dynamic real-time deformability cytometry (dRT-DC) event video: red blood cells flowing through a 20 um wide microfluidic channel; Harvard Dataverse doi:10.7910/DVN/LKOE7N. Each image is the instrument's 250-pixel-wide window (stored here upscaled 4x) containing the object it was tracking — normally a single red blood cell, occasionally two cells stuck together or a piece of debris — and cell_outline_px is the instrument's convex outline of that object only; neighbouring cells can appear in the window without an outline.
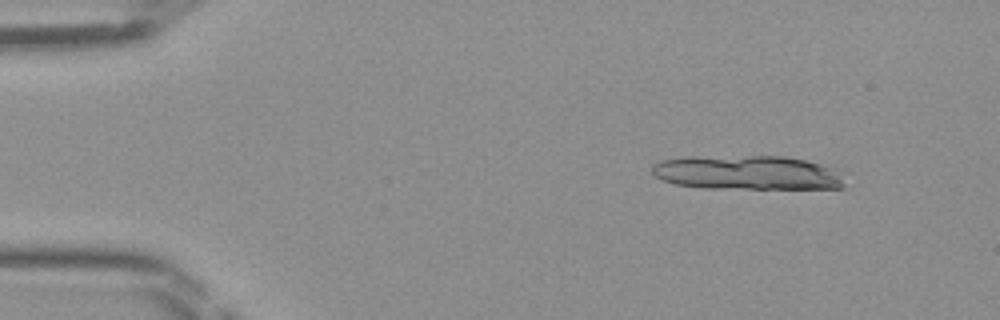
{"species": "Egyptian fruit bat (a non-hibernating species)", "species_latin": "Rousettus aegyptiacus", "temperature_condition": "room temperature", "stored_images_in_passage": 13, "camera_frame_rate_fps": 3000, "um_per_image_px": 0.085, "frame": {"image": 1, "passage_image": 5, "time_ms": 1.333, "image_size_px": [1000, 320], "cell_outline_px": [[844, 188], [704, 188], [676, 184], [652, 176], [652, 164], [660, 160], [684, 156], [784, 156], [804, 160], [820, 164], [828, 168], [844, 184]], "centroid_in_image_um": [63.35, 14.66], "position_along_channel_um": 21.7, "area_um2": 38.03}}